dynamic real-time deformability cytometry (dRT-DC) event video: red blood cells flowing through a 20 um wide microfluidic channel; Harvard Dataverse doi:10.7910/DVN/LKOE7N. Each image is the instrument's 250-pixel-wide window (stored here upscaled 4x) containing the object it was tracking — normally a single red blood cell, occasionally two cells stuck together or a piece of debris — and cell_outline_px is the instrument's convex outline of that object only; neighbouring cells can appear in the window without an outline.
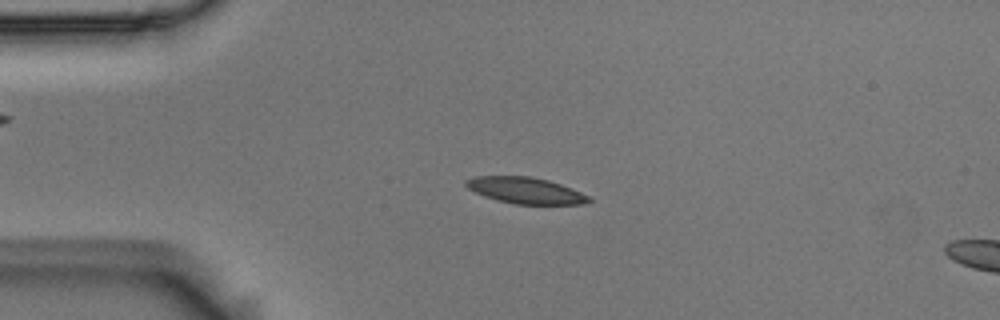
{"species": "Egyptian fruit bat (a non-hibernating species)", "species_latin": "Rousettus aegyptiacus", "temperature_condition": "room temperature", "stored_images_in_passage": 54, "camera_frame_rate_fps": 3000, "um_per_image_px": 0.085, "animal": {"sex": "male"}, "frame": {"image": 1, "passage_image": 12, "time_ms": 3.667, "image_size_px": [1000, 320], "cell_outline_px": [[592, 200], [580, 204], [516, 204], [496, 200], [484, 196], [468, 188], [464, 184], [464, 180], [476, 176], [532, 176], [548, 180], [572, 188], [588, 196]], "centroid_in_image_um": [44.63, 16.18], "position_along_channel_um": 40.4, "area_um2": 18.73}}
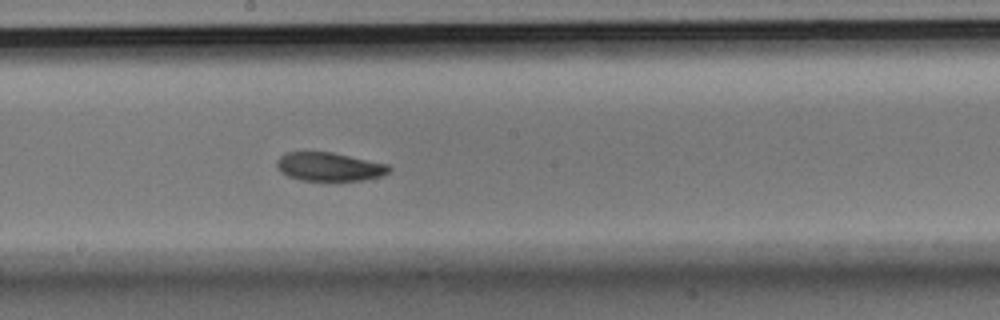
{"frame": {"image": 2, "passage_image": 29, "time_ms": 9.333, "image_size_px": [1000, 320], "cell_outline_px": [[392, 168], [388, 172], [380, 176], [364, 180], [300, 180], [288, 176], [280, 172], [276, 164], [280, 156], [288, 152], [332, 152], [388, 164]], "centroid_in_image_um": [27.99, 14.17], "position_along_channel_um": 220.2, "area_um2": 18.55}}
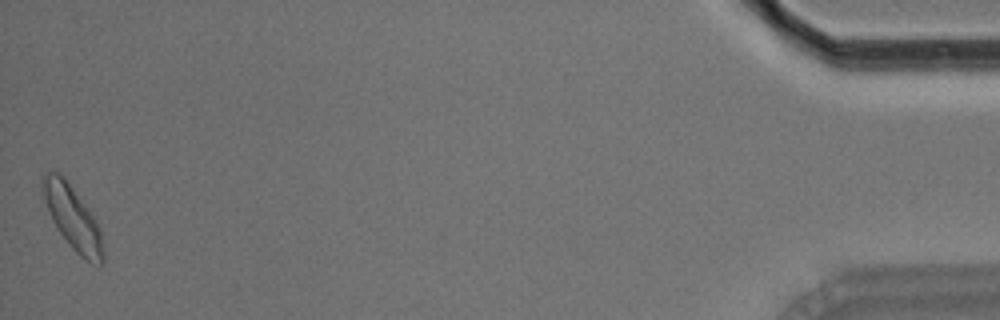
{"frame": {"image": 3, "passage_image": 54, "time_ms": 17.667, "image_size_px": [1000, 320], "cell_outline_px": [[104, 260], [100, 264], [92, 264], [84, 260], [72, 248], [60, 232], [52, 220], [44, 196], [44, 176], [48, 172], [56, 172], [72, 188], [88, 208], [100, 228], [104, 252]], "centroid_in_image_um": [6.24, 18.62], "position_along_channel_um": 429.0, "area_um2": 21.39}, "authors_computed_cell_mechanics": {"area_um2": 19.2474, "velocity_mm_per_s": 3.6326, "shape_relaxation_time_tau1_ms": 3.6221, "shape_relaxation_time_tau2_ms": 7.9294, "deformation_change_tau1": 0.1232, "deformation_change_tau2": 0.1406}}